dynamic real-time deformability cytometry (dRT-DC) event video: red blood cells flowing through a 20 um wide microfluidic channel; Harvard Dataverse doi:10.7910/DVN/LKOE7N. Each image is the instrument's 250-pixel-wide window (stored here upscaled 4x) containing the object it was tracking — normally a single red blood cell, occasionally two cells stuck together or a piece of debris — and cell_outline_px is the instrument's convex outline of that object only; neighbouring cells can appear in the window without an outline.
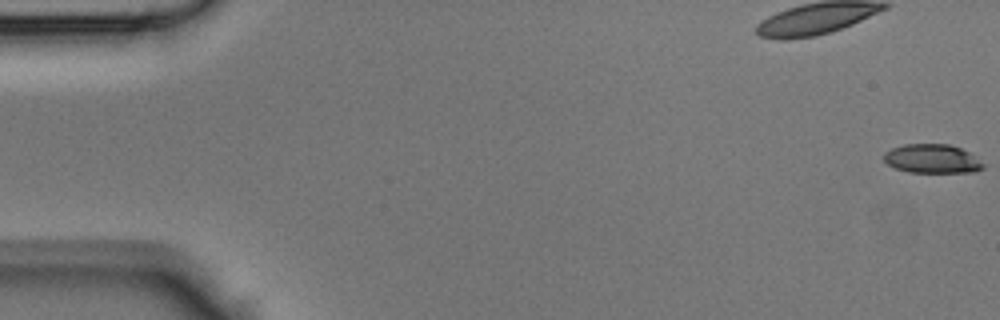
{"species": "Egyptian fruit bat (a non-hibernating species)", "species_latin": "Rousettus aegyptiacus", "temperature_condition": "room temperature", "stored_images_in_passage": 44, "camera_frame_rate_fps": 3000, "um_per_image_px": 0.085, "animal": {"sex": "male"}, "frame": {"image": 1, "passage_image": 1, "time_ms": 0.0, "image_size_px": [1000, 320], "cell_outline_px": [[984, 168], [972, 172], [908, 172], [896, 168], [888, 164], [884, 160], [884, 152], [892, 148], [904, 144], [948, 144], [960, 148], [968, 152], [984, 164]], "centroid_in_image_um": [79.21, 13.49], "position_along_channel_um": 5.8, "area_um2": 16.59}}
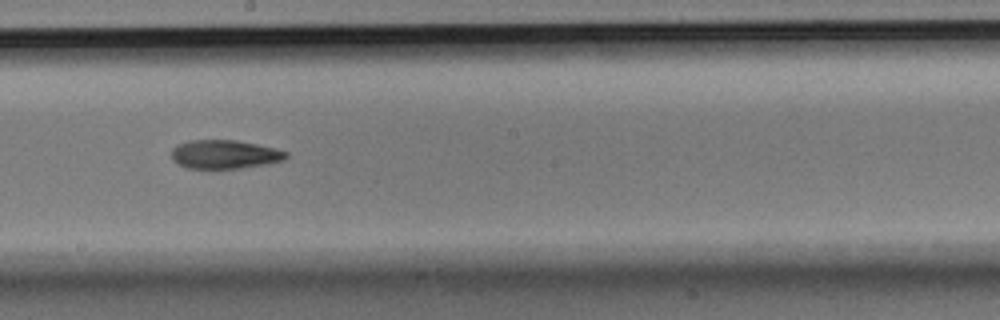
{"frame": {"image": 2, "passage_image": 25, "time_ms": 8.0, "image_size_px": [1000, 320], "cell_outline_px": [[288, 156], [284, 160], [264, 164], [240, 168], [188, 168], [176, 164], [172, 160], [172, 148], [176, 144], [188, 140], [236, 140], [256, 144], [288, 152]], "centroid_in_image_um": [19.04, 13.11], "position_along_channel_um": 229.2, "area_um2": 19.13}}
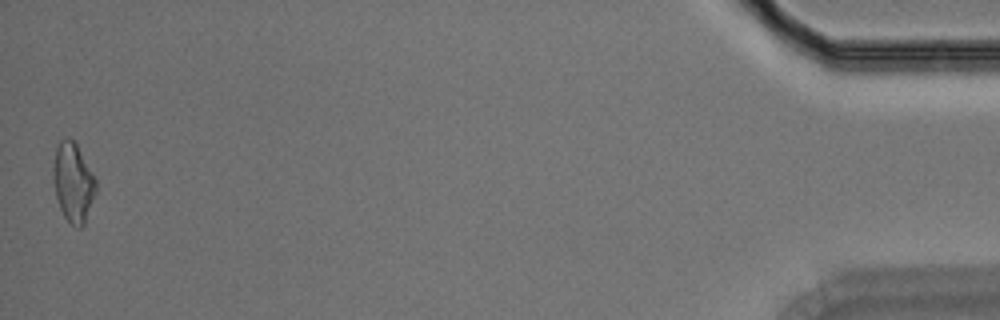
{"frame": {"image": 3, "passage_image": 44, "time_ms": 14.333, "image_size_px": [1000, 320], "cell_outline_px": [[96, 192], [84, 224], [80, 228], [76, 228], [64, 216], [60, 208], [56, 196], [52, 176], [52, 164], [56, 148], [60, 140], [64, 136], [68, 136], [76, 144], [96, 180]], "centroid_in_image_um": [6.19, 15.49], "position_along_channel_um": 429.0, "area_um2": 19.65}}